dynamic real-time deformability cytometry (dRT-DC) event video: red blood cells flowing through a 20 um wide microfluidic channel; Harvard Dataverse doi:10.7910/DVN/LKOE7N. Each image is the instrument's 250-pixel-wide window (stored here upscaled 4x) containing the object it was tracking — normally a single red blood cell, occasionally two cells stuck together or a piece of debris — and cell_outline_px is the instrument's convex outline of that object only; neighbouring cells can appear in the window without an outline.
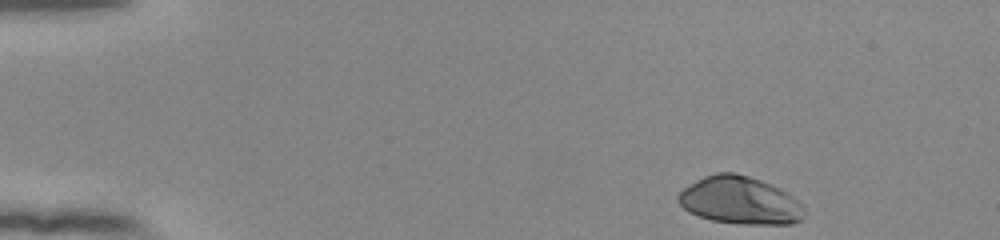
{"species": "human", "species_latin": "Homo sapiens", "temperature_condition": "room temperature", "stored_images_in_passage": 48, "camera_frame_rate_fps": 3000, "um_per_image_px": 0.085, "donor": {"sex": "female"}, "frame": {"image": 1, "passage_image": 1, "time_ms": 0.0, "image_size_px": [1000, 240], "cell_outline_px": [[804, 216], [800, 220], [792, 224], [744, 224], [712, 220], [688, 212], [676, 200], [676, 196], [688, 184], [704, 176], [716, 172], [732, 172], [748, 176], [760, 180], [780, 188], [788, 192], [804, 204]], "centroid_in_image_um": [62.9, 17.03], "position_along_channel_um": 22.1, "area_um2": 35.2}}
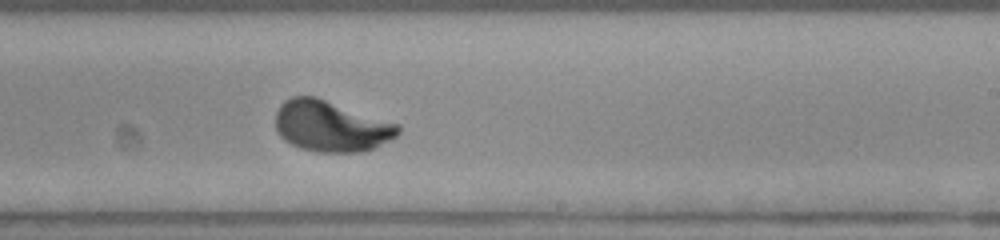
{"frame": {"image": 2, "passage_image": 28, "time_ms": 9.0, "image_size_px": [1000, 240], "cell_outline_px": [[400, 132], [396, 136], [376, 148], [360, 152], [316, 152], [300, 148], [284, 140], [276, 132], [276, 112], [280, 104], [284, 100], [292, 96], [316, 96], [400, 124]], "centroid_in_image_um": [28.13, 10.72], "position_along_channel_um": 260.9, "area_um2": 36.76}}
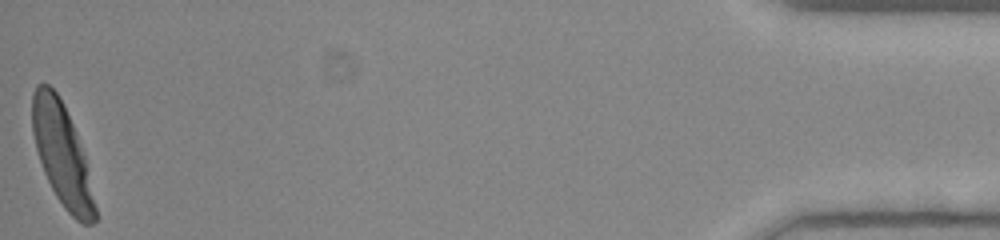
{"frame": {"image": 3, "passage_image": 48, "time_ms": 15.667, "image_size_px": [1000, 240], "cell_outline_px": [[96, 220], [92, 224], [84, 224], [76, 220], [64, 208], [56, 196], [44, 172], [36, 148], [32, 132], [32, 92], [36, 84], [48, 84], [56, 92], [64, 104], [72, 124], [84, 156], [96, 208]], "centroid_in_image_um": [5.25, 13.13], "position_along_channel_um": 430.0, "area_um2": 36.59}, "authors_computed_cell_mechanics": {"area_um2": 35.7782, "velocity_mm_per_s": 3.8433, "shape_relaxation_time_tau1_ms": 2.4917, "shape_relaxation_time_tau2_ms": null, "deformation_change_tau1": 0.1815, "deformation_change_tau2": null}}